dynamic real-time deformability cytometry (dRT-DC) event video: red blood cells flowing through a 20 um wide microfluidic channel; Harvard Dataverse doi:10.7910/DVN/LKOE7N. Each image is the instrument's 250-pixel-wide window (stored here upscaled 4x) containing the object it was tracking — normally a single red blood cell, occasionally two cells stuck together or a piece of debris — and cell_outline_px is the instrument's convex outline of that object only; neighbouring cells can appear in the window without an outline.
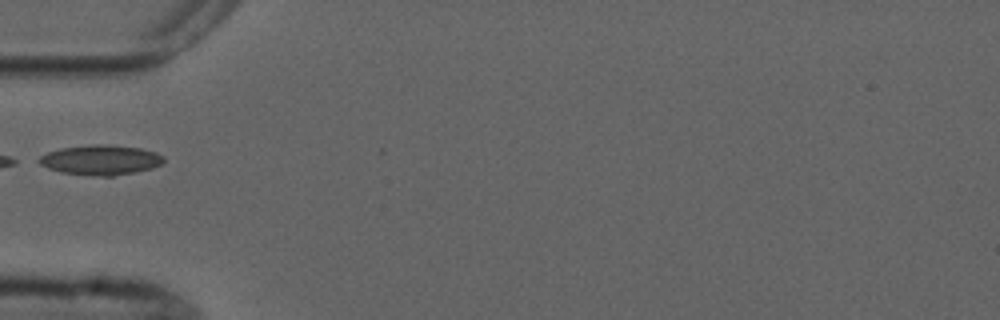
{"species": "common noctule bat (a hibernating species)", "species_latin": "Nyctalus noctula", "temperature_condition": "cold", "stored_images_in_passage": 6, "camera_frame_rate_fps": 3000, "um_per_image_px": 0.085, "animal": {"sex": "male", "forearm_length_mm": 52.5}, "frame": {"image": 1, "passage_image": 5, "time_ms": 5.0, "image_size_px": [1000, 320], "cell_outline_px": [[164, 164], [152, 168], [136, 172], [112, 176], [100, 176], [60, 172], [48, 168], [32, 160], [48, 152], [60, 148], [92, 144], [104, 144], [140, 148], [156, 152], [164, 156]], "centroid_in_image_um": [8.54, 13.59], "position_along_channel_um": 76.5, "area_um2": 21.96}}
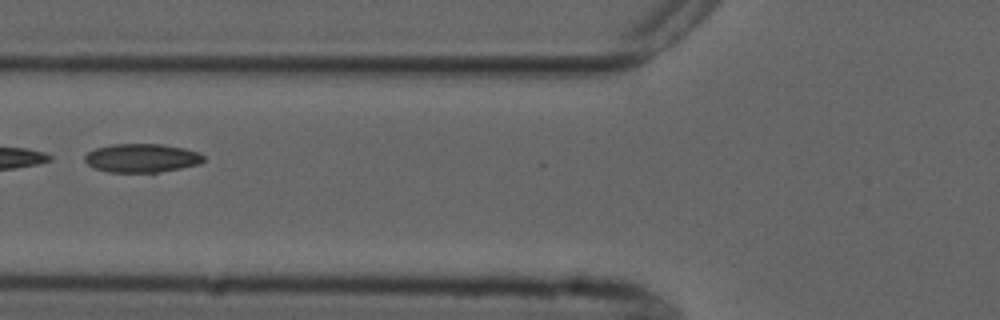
{"frame": {"image": 2, "passage_image": 6, "time_ms": 6.0, "image_size_px": [1000, 320], "cell_outline_px": [[204, 160], [200, 164], [180, 168], [156, 172], [108, 172], [92, 168], [84, 160], [84, 156], [88, 152], [96, 148], [112, 144], [160, 144], [184, 148], [196, 152], [204, 156]], "centroid_in_image_um": [12.01, 13.43], "position_along_channel_um": 113.8, "area_um2": 19.77}}